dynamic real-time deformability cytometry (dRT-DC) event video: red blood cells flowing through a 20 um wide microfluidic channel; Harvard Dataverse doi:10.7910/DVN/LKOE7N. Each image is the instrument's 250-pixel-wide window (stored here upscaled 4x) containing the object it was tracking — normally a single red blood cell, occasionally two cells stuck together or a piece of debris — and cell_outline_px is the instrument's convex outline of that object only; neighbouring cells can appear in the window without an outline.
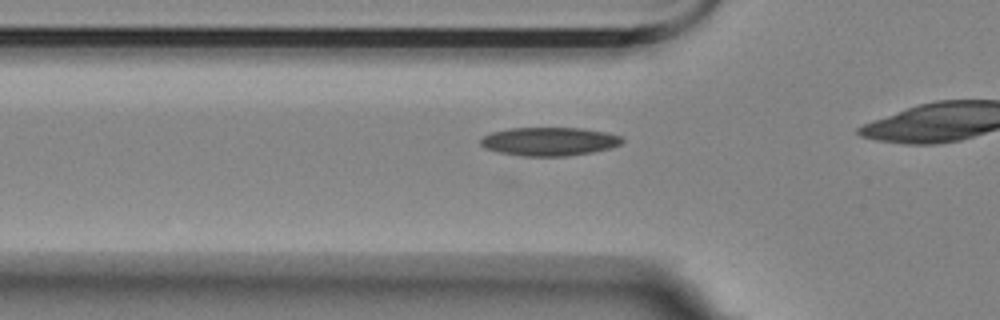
{"species": "Egyptian fruit bat (a non-hibernating species)", "species_latin": "Rousettus aegyptiacus", "temperature_condition": "room temperature", "stored_images_in_passage": 29, "camera_frame_rate_fps": 3000, "um_per_image_px": 0.085, "animal": {"sex": "female"}, "frame": {"image": 1, "passage_image": 23, "time_ms": 7.333, "image_size_px": [1000, 320], "cell_outline_px": [[624, 140], [620, 144], [612, 148], [592, 152], [568, 156], [520, 156], [500, 152], [484, 148], [480, 144], [480, 140], [484, 136], [492, 132], [512, 128], [584, 128], [624, 136]], "centroid_in_image_um": [46.72, 12.03], "position_along_channel_um": 79.1, "area_um2": 23.58}}
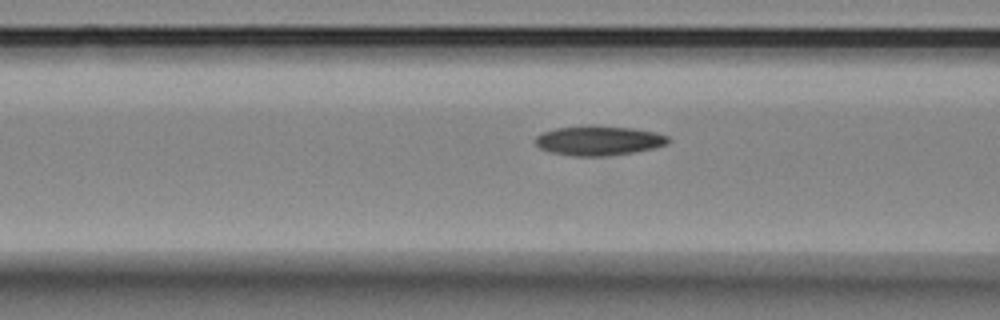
{"frame": {"image": 2, "passage_image": 26, "time_ms": 8.333, "image_size_px": [1000, 320], "cell_outline_px": [[672, 140], [668, 144], [652, 148], [632, 152], [608, 156], [572, 156], [548, 152], [540, 148], [536, 144], [536, 136], [544, 132], [556, 128], [632, 128], [656, 132], [668, 136]], "centroid_in_image_um": [50.92, 12.0], "position_along_channel_um": 115.7, "area_um2": 22.08}}